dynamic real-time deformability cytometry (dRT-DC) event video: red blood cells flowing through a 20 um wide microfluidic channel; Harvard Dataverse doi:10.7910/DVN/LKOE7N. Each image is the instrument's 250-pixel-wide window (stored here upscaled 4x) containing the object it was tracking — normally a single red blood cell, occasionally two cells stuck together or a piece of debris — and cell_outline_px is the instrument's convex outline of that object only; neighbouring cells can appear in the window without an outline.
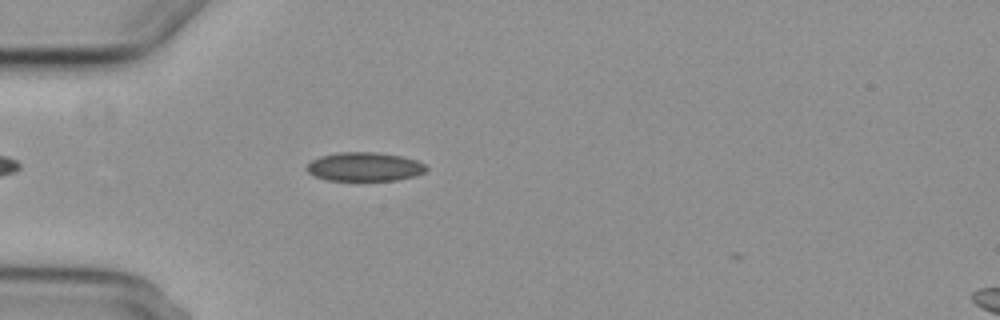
{"species": "common noctule bat (a hibernating species)", "species_latin": "Nyctalus noctula", "temperature_condition": "cold", "stored_images_in_passage": 1, "camera_frame_rate_fps": 3000, "um_per_image_px": 0.085, "animal": {"sex": "female", "body_mass_g": 29.2, "forearm_length_mm": 56.3}, "frame": {"image": 1, "passage_image": 1, "time_ms": 0.0, "image_size_px": [1000, 320], "cell_outline_px": [[428, 168], [424, 172], [416, 176], [396, 180], [328, 180], [316, 176], [308, 172], [304, 168], [312, 160], [320, 156], [340, 152], [376, 152], [400, 156], [416, 160], [424, 164]], "centroid_in_image_um": [30.98, 14.17], "position_along_channel_um": 54.0, "area_um2": 20.0}}